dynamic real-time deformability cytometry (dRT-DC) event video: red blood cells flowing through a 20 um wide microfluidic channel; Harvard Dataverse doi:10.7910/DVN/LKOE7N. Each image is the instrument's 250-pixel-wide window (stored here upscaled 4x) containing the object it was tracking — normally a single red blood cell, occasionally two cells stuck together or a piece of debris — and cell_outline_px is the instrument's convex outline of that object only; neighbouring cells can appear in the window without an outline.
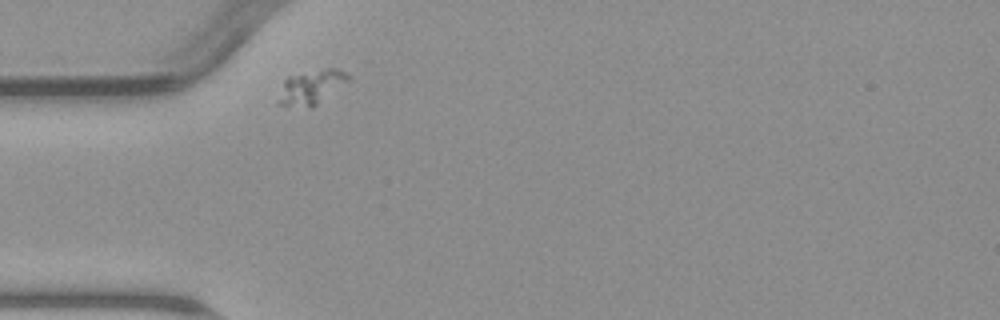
{"species": "common noctule bat (a hibernating species)", "species_latin": "Nyctalus noctula", "temperature_condition": "warm", "stored_images_in_passage": 1, "camera_frame_rate_fps": 3000, "um_per_image_px": 0.085, "animal": {"sex": "male", "body_mass_g": 23.1, "forearm_length_mm": 52.7}, "frame": {"image": 1, "passage_image": 1, "time_ms": 0.0, "image_size_px": [1000, 320], "cell_outline_px": [[352, 80], [312, 108], [276, 104], [276, 100], [284, 80], [288, 76], [328, 68], [332, 68], [344, 72], [352, 76]], "centroid_in_image_um": [26.47, 7.43], "position_along_channel_um": 58.5, "area_um2": 14.16}}